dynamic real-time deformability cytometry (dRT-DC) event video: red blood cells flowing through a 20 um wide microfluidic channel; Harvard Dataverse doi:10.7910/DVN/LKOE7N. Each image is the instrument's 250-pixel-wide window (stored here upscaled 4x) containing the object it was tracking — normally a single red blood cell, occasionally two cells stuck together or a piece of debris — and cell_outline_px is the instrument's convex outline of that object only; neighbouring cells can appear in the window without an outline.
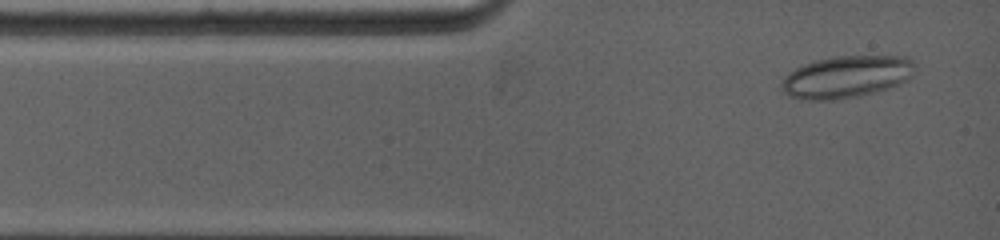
{"species": "common noctule bat (a hibernating species)", "species_latin": "Nyctalus noctula", "temperature_condition": "warm", "stored_images_in_passage": 8, "camera_frame_rate_fps": 5000, "um_per_image_px": 0.085, "animal": {"sex": "female", "body_mass_g": 19.0, "forearm_length_mm": 53.3}, "frame": {"image": 1, "passage_image": 1, "time_ms": 0.0, "image_size_px": [1000, 240], "cell_outline_px": [[916, 64], [912, 76], [900, 84], [876, 92], [860, 96], [832, 100], [800, 100], [788, 96], [780, 88], [780, 84], [784, 76], [788, 72], [804, 64], [816, 60], [836, 56], [908, 56]], "centroid_in_image_um": [71.93, 6.54], "position_along_channel_um": 13.1, "area_um2": 33.18}}
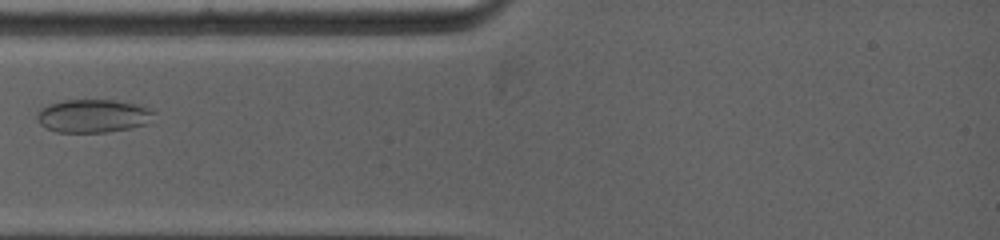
{"frame": {"image": 2, "passage_image": 5, "time_ms": 2.4, "image_size_px": [1000, 240], "cell_outline_px": [[156, 112], [148, 124], [132, 128], [108, 132], [56, 132], [44, 128], [36, 120], [36, 116], [40, 108], [48, 104], [64, 100], [116, 100], [140, 104]], "centroid_in_image_um": [7.92, 9.85], "position_along_channel_um": 77.1, "area_um2": 23.06}}
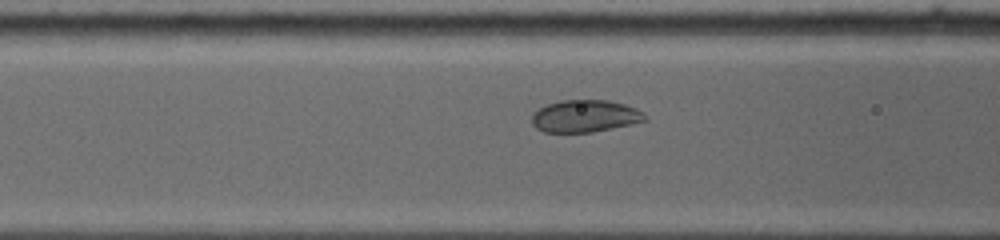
{"frame": {"image": 3, "passage_image": 7, "time_ms": 3.4, "image_size_px": [1000, 240], "cell_outline_px": [[648, 120], [592, 132], [544, 132], [536, 128], [532, 124], [532, 116], [540, 108], [548, 104], [560, 100], [608, 100], [624, 104], [636, 108], [644, 112]], "centroid_in_image_um": [49.74, 9.86], "position_along_channel_um": 116.9, "area_um2": 21.1}}